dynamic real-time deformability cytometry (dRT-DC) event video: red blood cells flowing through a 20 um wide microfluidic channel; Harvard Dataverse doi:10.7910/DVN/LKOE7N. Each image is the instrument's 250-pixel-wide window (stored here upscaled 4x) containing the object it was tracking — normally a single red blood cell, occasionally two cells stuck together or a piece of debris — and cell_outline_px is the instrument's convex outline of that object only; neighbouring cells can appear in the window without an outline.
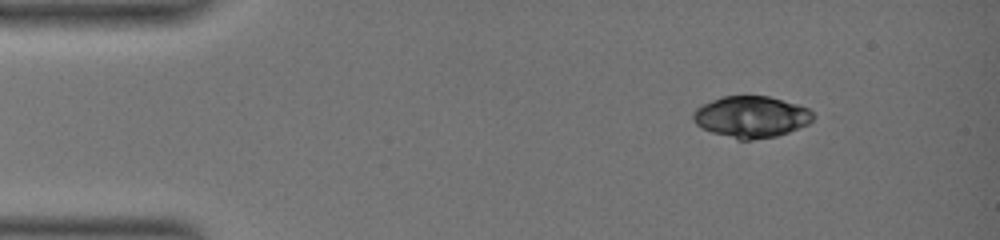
{"species": "common noctule bat (a hibernating species)", "species_latin": "Nyctalus noctula", "temperature_condition": "warm", "stored_images_in_passage": 59, "segment_of_instrument_passage": [1, 2], "camera_frame_rate_fps": 3000, "um_per_image_px": 0.085, "animal": {"sex": "female", "body_mass_g": 19.0, "forearm_length_mm": 51.5}, "frame": {"image": 1, "passage_image": 8, "time_ms": 2.333, "image_size_px": [1000, 240], "cell_outline_px": [[816, 116], [808, 124], [788, 132], [776, 136], [752, 140], [736, 140], [712, 132], [696, 124], [692, 120], [692, 116], [696, 108], [720, 96], [768, 96], [796, 104], [808, 108]], "centroid_in_image_um": [63.85, 9.94], "position_along_channel_um": 21.2, "area_um2": 28.96}}